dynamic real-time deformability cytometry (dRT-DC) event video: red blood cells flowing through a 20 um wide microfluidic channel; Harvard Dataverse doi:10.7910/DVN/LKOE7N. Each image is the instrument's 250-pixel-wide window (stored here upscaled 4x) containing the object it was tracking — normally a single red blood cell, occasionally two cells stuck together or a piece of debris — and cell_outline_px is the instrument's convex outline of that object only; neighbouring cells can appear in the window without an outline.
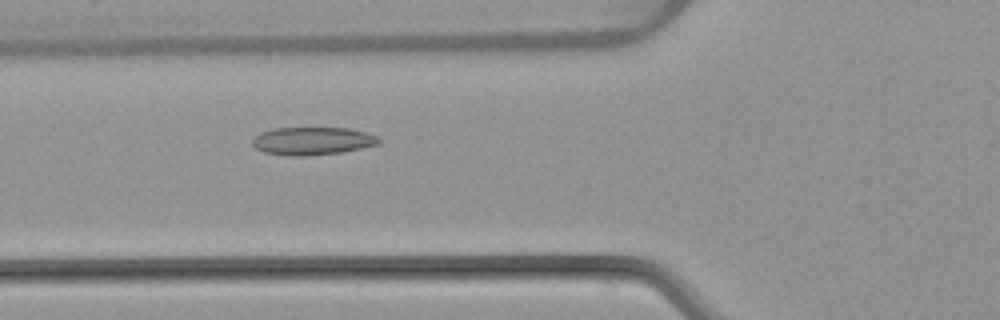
{"species": "common noctule bat (a hibernating species)", "species_latin": "Nyctalus noctula", "temperature_condition": "warm", "stored_images_in_passage": 53, "camera_frame_rate_fps": 3000, "um_per_image_px": 0.085, "animal": {"sex": "female", "body_mass_g": 22.7, "forearm_length_mm": 54.2}, "frame": {"image": 1, "passage_image": 20, "time_ms": 6.333, "image_size_px": [1000, 320], "cell_outline_px": [[380, 144], [340, 152], [304, 156], [288, 156], [264, 152], [256, 148], [252, 144], [252, 140], [260, 132], [272, 128], [348, 128], [380, 136]], "centroid_in_image_um": [26.55, 11.98], "position_along_channel_um": 99.3, "area_um2": 20.52}}
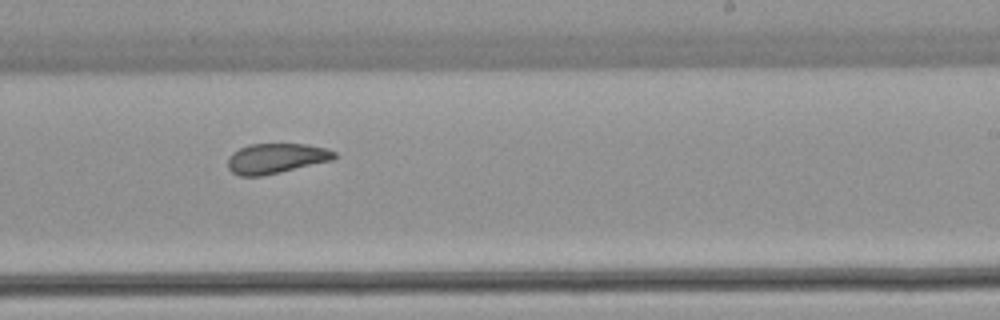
{"frame": {"image": 2, "passage_image": 33, "time_ms": 10.667, "image_size_px": [1000, 320], "cell_outline_px": [[336, 156], [332, 160], [280, 172], [260, 176], [240, 176], [232, 172], [228, 168], [228, 156], [232, 152], [248, 144], [308, 144], [328, 148], [336, 152]], "centroid_in_image_um": [23.46, 13.45], "position_along_channel_um": 265.5, "area_um2": 18.73}}
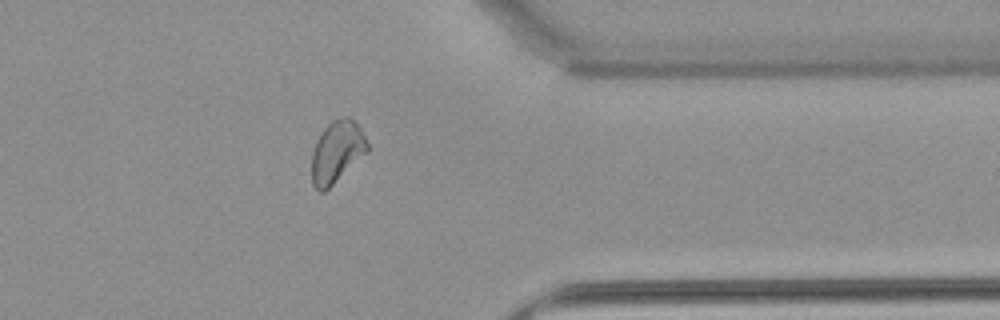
{"frame": {"image": 3, "passage_image": 43, "time_ms": 14.0, "image_size_px": [1000, 320], "cell_outline_px": [[368, 152], [324, 192], [320, 192], [312, 184], [312, 152], [316, 140], [324, 128], [332, 120], [344, 116], [348, 116], [360, 128], [368, 144]], "centroid_in_image_um": [28.62, 12.9], "position_along_channel_um": 382.8, "area_um2": 19.94}, "authors_computed_cell_mechanics": {"area_um2": 20.519, "velocity_mm_per_s": 3.8432, "shape_relaxation_time_tau1_ms": 9.8866, "shape_relaxation_time_tau2_ms": 2.1347, "deformation_change_tau1": 0.1825, "deformation_change_tau2": 0.0884}}